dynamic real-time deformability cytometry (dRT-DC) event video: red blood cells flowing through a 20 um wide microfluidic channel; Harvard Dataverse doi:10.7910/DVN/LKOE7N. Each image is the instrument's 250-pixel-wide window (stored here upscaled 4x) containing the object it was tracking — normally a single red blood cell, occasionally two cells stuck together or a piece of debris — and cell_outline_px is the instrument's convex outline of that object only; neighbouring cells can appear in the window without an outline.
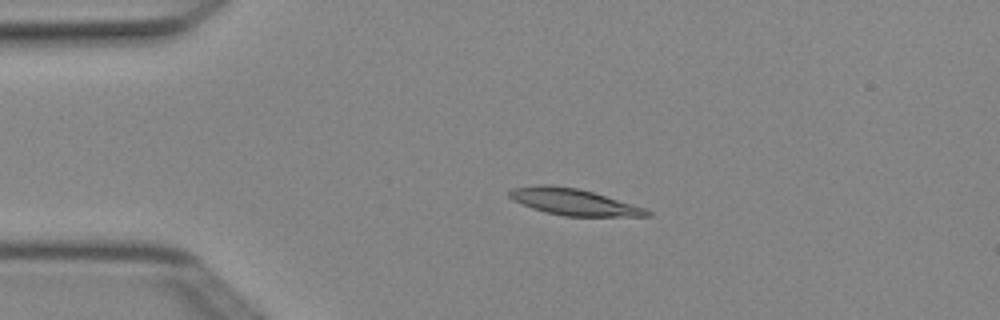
{"species": "Egyptian fruit bat (a non-hibernating species)", "species_latin": "Rousettus aegyptiacus", "temperature_condition": "cold", "stored_images_in_passage": 4, "camera_frame_rate_fps": 3000, "um_per_image_px": 0.085, "animal": {"sex": "female"}, "frame": {"image": 1, "passage_image": 3, "time_ms": 0.667, "image_size_px": [1000, 320], "cell_outline_px": [[652, 216], [564, 216], [544, 212], [532, 208], [512, 200], [508, 196], [508, 192], [512, 188], [544, 184], [548, 184], [576, 188], [592, 192], [644, 208], [652, 212]], "centroid_in_image_um": [48.71, 17.17], "position_along_channel_um": 36.3, "area_um2": 20.98}}